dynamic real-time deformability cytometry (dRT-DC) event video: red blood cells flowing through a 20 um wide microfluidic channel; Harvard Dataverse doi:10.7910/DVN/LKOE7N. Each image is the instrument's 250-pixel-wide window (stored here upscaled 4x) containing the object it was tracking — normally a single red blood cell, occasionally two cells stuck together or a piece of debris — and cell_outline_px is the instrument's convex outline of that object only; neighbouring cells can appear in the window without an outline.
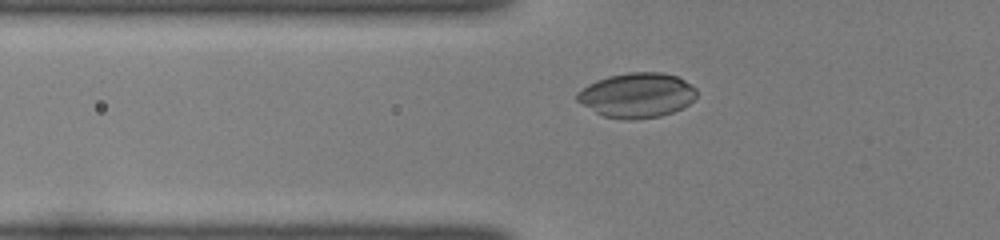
{"species": "common noctule bat (a hibernating species)", "species_latin": "Nyctalus noctula", "temperature_condition": "room temperature", "stored_images_in_passage": 34, "camera_frame_rate_fps": 3000, "um_per_image_px": 0.085, "animal": {"sex": "female", "body_mass_g": 22.0, "forearm_length_mm": 56.7}, "frame": {"image": 1, "passage_image": 2, "time_ms": 0.333, "image_size_px": [1000, 240], "cell_outline_px": [[696, 96], [688, 104], [672, 112], [660, 116], [632, 120], [628, 120], [604, 116], [596, 112], [576, 100], [576, 92], [588, 84], [596, 80], [608, 76], [628, 72], [664, 72], [676, 76], [692, 84], [696, 88]], "centroid_in_image_um": [54.13, 8.08], "position_along_channel_um": 71.7, "area_um2": 31.15}}
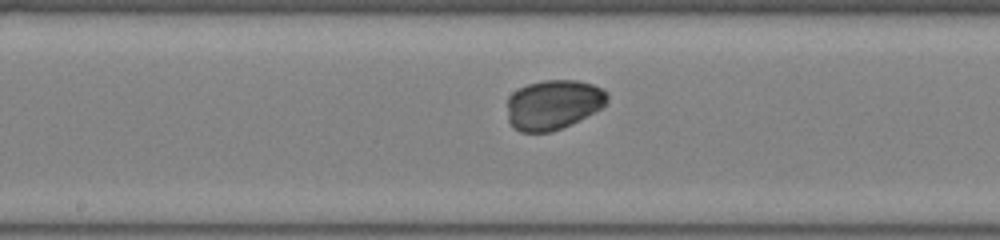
{"frame": {"image": 2, "passage_image": 12, "time_ms": 3.667, "image_size_px": [1000, 240], "cell_outline_px": [[608, 100], [600, 108], [552, 132], [520, 132], [512, 128], [508, 120], [508, 96], [512, 92], [528, 84], [544, 80], [576, 80], [592, 84], [604, 88], [608, 92]], "centroid_in_image_um": [47.0, 8.88], "position_along_channel_um": 201.2, "area_um2": 28.84}}
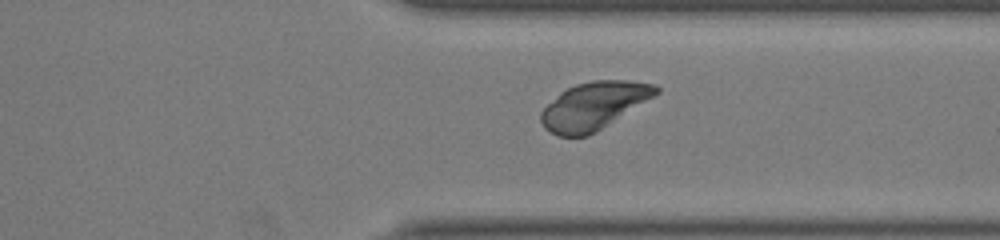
{"frame": {"image": 3, "passage_image": 24, "time_ms": 7.667, "image_size_px": [1000, 240], "cell_outline_px": [[660, 92], [596, 132], [588, 136], [556, 136], [544, 128], [540, 120], [540, 112], [560, 92], [576, 84], [592, 80], [628, 80], [656, 84], [660, 88]], "centroid_in_image_um": [50.46, 8.99], "position_along_channel_um": 360.9, "area_um2": 31.73}}